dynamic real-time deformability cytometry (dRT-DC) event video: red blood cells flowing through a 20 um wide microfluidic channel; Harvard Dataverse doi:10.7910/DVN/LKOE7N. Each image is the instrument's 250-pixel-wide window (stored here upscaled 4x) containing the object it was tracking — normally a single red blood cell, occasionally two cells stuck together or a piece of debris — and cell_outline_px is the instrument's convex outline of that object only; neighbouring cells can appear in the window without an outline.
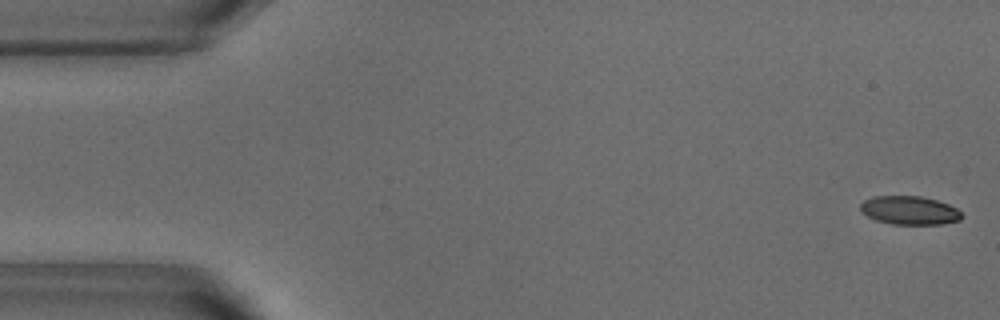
{"species": "common noctule bat (a hibernating species)", "species_latin": "Nyctalus noctula", "temperature_condition": "warm", "stored_images_in_passage": 12, "camera_frame_rate_fps": 3000, "um_per_image_px": 0.085, "animal": {"sex": "male", "body_mass_g": 18.8}, "frame": {"image": 1, "passage_image": 1, "time_ms": 0.0, "image_size_px": [1000, 320], "cell_outline_px": [[964, 216], [960, 220], [944, 224], [892, 224], [876, 220], [868, 216], [860, 208], [860, 204], [864, 200], [876, 196], [920, 196], [936, 200], [948, 204], [956, 208]], "centroid_in_image_um": [77.34, 17.88], "position_along_channel_um": 7.7, "area_um2": 16.76}}